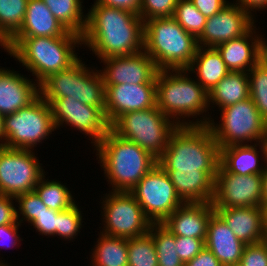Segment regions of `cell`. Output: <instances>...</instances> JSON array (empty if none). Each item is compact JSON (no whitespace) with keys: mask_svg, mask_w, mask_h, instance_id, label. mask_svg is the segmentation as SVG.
<instances>
[{"mask_svg":"<svg viewBox=\"0 0 267 266\" xmlns=\"http://www.w3.org/2000/svg\"><path fill=\"white\" fill-rule=\"evenodd\" d=\"M89 7L81 49L88 48L98 61L144 50V21L138 14L103 4Z\"/></svg>","mask_w":267,"mask_h":266,"instance_id":"cell-1","label":"cell"},{"mask_svg":"<svg viewBox=\"0 0 267 266\" xmlns=\"http://www.w3.org/2000/svg\"><path fill=\"white\" fill-rule=\"evenodd\" d=\"M191 76L187 69L158 71L156 106L179 126L208 125L215 116L209 112V94Z\"/></svg>","mask_w":267,"mask_h":266,"instance_id":"cell-2","label":"cell"},{"mask_svg":"<svg viewBox=\"0 0 267 266\" xmlns=\"http://www.w3.org/2000/svg\"><path fill=\"white\" fill-rule=\"evenodd\" d=\"M79 47H83L82 36L71 31L59 37H11L8 55L40 84L49 75L73 65L81 57Z\"/></svg>","mask_w":267,"mask_h":266,"instance_id":"cell-3","label":"cell"},{"mask_svg":"<svg viewBox=\"0 0 267 266\" xmlns=\"http://www.w3.org/2000/svg\"><path fill=\"white\" fill-rule=\"evenodd\" d=\"M94 151L109 191L130 192L157 164V159L148 151L120 137L111 128Z\"/></svg>","mask_w":267,"mask_h":266,"instance_id":"cell-4","label":"cell"},{"mask_svg":"<svg viewBox=\"0 0 267 266\" xmlns=\"http://www.w3.org/2000/svg\"><path fill=\"white\" fill-rule=\"evenodd\" d=\"M157 163L165 171H205L214 180L220 148L208 125L179 126Z\"/></svg>","mask_w":267,"mask_h":266,"instance_id":"cell-5","label":"cell"},{"mask_svg":"<svg viewBox=\"0 0 267 266\" xmlns=\"http://www.w3.org/2000/svg\"><path fill=\"white\" fill-rule=\"evenodd\" d=\"M197 38L173 17L144 22V51L160 70L188 69L198 49Z\"/></svg>","mask_w":267,"mask_h":266,"instance_id":"cell-6","label":"cell"},{"mask_svg":"<svg viewBox=\"0 0 267 266\" xmlns=\"http://www.w3.org/2000/svg\"><path fill=\"white\" fill-rule=\"evenodd\" d=\"M79 58L73 65L49 75L39 84L40 96L49 103L52 99L68 97L86 105L105 107V86L97 69Z\"/></svg>","mask_w":267,"mask_h":266,"instance_id":"cell-7","label":"cell"},{"mask_svg":"<svg viewBox=\"0 0 267 266\" xmlns=\"http://www.w3.org/2000/svg\"><path fill=\"white\" fill-rule=\"evenodd\" d=\"M179 125L157 106L121 115L110 128L120 137L135 142L158 159Z\"/></svg>","mask_w":267,"mask_h":266,"instance_id":"cell-8","label":"cell"},{"mask_svg":"<svg viewBox=\"0 0 267 266\" xmlns=\"http://www.w3.org/2000/svg\"><path fill=\"white\" fill-rule=\"evenodd\" d=\"M219 111L220 120L211 118L208 124L219 148L262 142L267 124L251 98Z\"/></svg>","mask_w":267,"mask_h":266,"instance_id":"cell-9","label":"cell"},{"mask_svg":"<svg viewBox=\"0 0 267 266\" xmlns=\"http://www.w3.org/2000/svg\"><path fill=\"white\" fill-rule=\"evenodd\" d=\"M56 131L50 104L39 96L29 106L4 117V144L13 149L34 150ZM53 132V133H52Z\"/></svg>","mask_w":267,"mask_h":266,"instance_id":"cell-10","label":"cell"},{"mask_svg":"<svg viewBox=\"0 0 267 266\" xmlns=\"http://www.w3.org/2000/svg\"><path fill=\"white\" fill-rule=\"evenodd\" d=\"M109 192V193H108ZM101 197L100 232L106 235L132 239L148 233L152 224L142 207L130 192L108 191ZM102 228V229H101Z\"/></svg>","mask_w":267,"mask_h":266,"instance_id":"cell-11","label":"cell"},{"mask_svg":"<svg viewBox=\"0 0 267 266\" xmlns=\"http://www.w3.org/2000/svg\"><path fill=\"white\" fill-rule=\"evenodd\" d=\"M152 224H162L184 202L168 173L157 163L130 191Z\"/></svg>","mask_w":267,"mask_h":266,"instance_id":"cell-12","label":"cell"},{"mask_svg":"<svg viewBox=\"0 0 267 266\" xmlns=\"http://www.w3.org/2000/svg\"><path fill=\"white\" fill-rule=\"evenodd\" d=\"M34 150L0 145V193L16 197L34 191L44 170Z\"/></svg>","mask_w":267,"mask_h":266,"instance_id":"cell-13","label":"cell"},{"mask_svg":"<svg viewBox=\"0 0 267 266\" xmlns=\"http://www.w3.org/2000/svg\"><path fill=\"white\" fill-rule=\"evenodd\" d=\"M49 104L56 130L70 126L72 133L74 129L86 135L85 137L88 136L87 139L91 141L89 143L92 148L110 129L105 116V107L86 105L77 99H68V97L52 99Z\"/></svg>","mask_w":267,"mask_h":266,"instance_id":"cell-14","label":"cell"},{"mask_svg":"<svg viewBox=\"0 0 267 266\" xmlns=\"http://www.w3.org/2000/svg\"><path fill=\"white\" fill-rule=\"evenodd\" d=\"M262 188V174L229 173L219 165L211 203L214 208L262 207Z\"/></svg>","mask_w":267,"mask_h":266,"instance_id":"cell-15","label":"cell"},{"mask_svg":"<svg viewBox=\"0 0 267 266\" xmlns=\"http://www.w3.org/2000/svg\"><path fill=\"white\" fill-rule=\"evenodd\" d=\"M99 62L104 65L98 68L104 85L156 84L159 70L144 50L132 55L104 58Z\"/></svg>","mask_w":267,"mask_h":266,"instance_id":"cell-16","label":"cell"},{"mask_svg":"<svg viewBox=\"0 0 267 266\" xmlns=\"http://www.w3.org/2000/svg\"><path fill=\"white\" fill-rule=\"evenodd\" d=\"M255 21L247 11L230 1L218 13L207 18L204 30L197 38L198 46L216 47L242 37L254 26Z\"/></svg>","mask_w":267,"mask_h":266,"instance_id":"cell-17","label":"cell"},{"mask_svg":"<svg viewBox=\"0 0 267 266\" xmlns=\"http://www.w3.org/2000/svg\"><path fill=\"white\" fill-rule=\"evenodd\" d=\"M105 86V116L110 126L123 114L156 106V84Z\"/></svg>","mask_w":267,"mask_h":266,"instance_id":"cell-18","label":"cell"},{"mask_svg":"<svg viewBox=\"0 0 267 266\" xmlns=\"http://www.w3.org/2000/svg\"><path fill=\"white\" fill-rule=\"evenodd\" d=\"M0 66V114L8 115L29 106L39 96V84L13 68Z\"/></svg>","mask_w":267,"mask_h":266,"instance_id":"cell-19","label":"cell"},{"mask_svg":"<svg viewBox=\"0 0 267 266\" xmlns=\"http://www.w3.org/2000/svg\"><path fill=\"white\" fill-rule=\"evenodd\" d=\"M213 213L214 207L211 202L183 203L162 225L175 236L199 238L205 241Z\"/></svg>","mask_w":267,"mask_h":266,"instance_id":"cell-20","label":"cell"},{"mask_svg":"<svg viewBox=\"0 0 267 266\" xmlns=\"http://www.w3.org/2000/svg\"><path fill=\"white\" fill-rule=\"evenodd\" d=\"M234 235L246 245L265 240L263 209L260 206L214 208Z\"/></svg>","mask_w":267,"mask_h":266,"instance_id":"cell-21","label":"cell"},{"mask_svg":"<svg viewBox=\"0 0 267 266\" xmlns=\"http://www.w3.org/2000/svg\"><path fill=\"white\" fill-rule=\"evenodd\" d=\"M205 246L222 266L240 263L245 243L240 241L225 222L214 212L210 217Z\"/></svg>","mask_w":267,"mask_h":266,"instance_id":"cell-22","label":"cell"},{"mask_svg":"<svg viewBox=\"0 0 267 266\" xmlns=\"http://www.w3.org/2000/svg\"><path fill=\"white\" fill-rule=\"evenodd\" d=\"M242 37L221 43L215 48L230 72H249L258 63L257 25Z\"/></svg>","mask_w":267,"mask_h":266,"instance_id":"cell-23","label":"cell"},{"mask_svg":"<svg viewBox=\"0 0 267 266\" xmlns=\"http://www.w3.org/2000/svg\"><path fill=\"white\" fill-rule=\"evenodd\" d=\"M219 165L229 173L262 174L266 167L263 144L259 142L222 147Z\"/></svg>","mask_w":267,"mask_h":266,"instance_id":"cell-24","label":"cell"},{"mask_svg":"<svg viewBox=\"0 0 267 266\" xmlns=\"http://www.w3.org/2000/svg\"><path fill=\"white\" fill-rule=\"evenodd\" d=\"M67 32L42 0H28L23 24L12 37H59Z\"/></svg>","mask_w":267,"mask_h":266,"instance_id":"cell-25","label":"cell"},{"mask_svg":"<svg viewBox=\"0 0 267 266\" xmlns=\"http://www.w3.org/2000/svg\"><path fill=\"white\" fill-rule=\"evenodd\" d=\"M184 203L211 202L214 180L205 171H166Z\"/></svg>","mask_w":267,"mask_h":266,"instance_id":"cell-26","label":"cell"},{"mask_svg":"<svg viewBox=\"0 0 267 266\" xmlns=\"http://www.w3.org/2000/svg\"><path fill=\"white\" fill-rule=\"evenodd\" d=\"M187 70L208 93L230 72L215 47L201 46Z\"/></svg>","mask_w":267,"mask_h":266,"instance_id":"cell-27","label":"cell"},{"mask_svg":"<svg viewBox=\"0 0 267 266\" xmlns=\"http://www.w3.org/2000/svg\"><path fill=\"white\" fill-rule=\"evenodd\" d=\"M211 111L218 110L250 98L247 72H229L209 93Z\"/></svg>","mask_w":267,"mask_h":266,"instance_id":"cell-28","label":"cell"},{"mask_svg":"<svg viewBox=\"0 0 267 266\" xmlns=\"http://www.w3.org/2000/svg\"><path fill=\"white\" fill-rule=\"evenodd\" d=\"M89 266H128V239L98 232Z\"/></svg>","mask_w":267,"mask_h":266,"instance_id":"cell-29","label":"cell"},{"mask_svg":"<svg viewBox=\"0 0 267 266\" xmlns=\"http://www.w3.org/2000/svg\"><path fill=\"white\" fill-rule=\"evenodd\" d=\"M54 17L68 30L83 35L87 24L84 0H42Z\"/></svg>","mask_w":267,"mask_h":266,"instance_id":"cell-30","label":"cell"},{"mask_svg":"<svg viewBox=\"0 0 267 266\" xmlns=\"http://www.w3.org/2000/svg\"><path fill=\"white\" fill-rule=\"evenodd\" d=\"M45 173L37 183L34 191L41 198L46 207L56 211H63L74 206L77 201L72 195L73 191L64 183L55 179H49Z\"/></svg>","mask_w":267,"mask_h":266,"instance_id":"cell-31","label":"cell"},{"mask_svg":"<svg viewBox=\"0 0 267 266\" xmlns=\"http://www.w3.org/2000/svg\"><path fill=\"white\" fill-rule=\"evenodd\" d=\"M148 233L152 236L158 266H184L176 249V236L162 224H151Z\"/></svg>","mask_w":267,"mask_h":266,"instance_id":"cell-32","label":"cell"},{"mask_svg":"<svg viewBox=\"0 0 267 266\" xmlns=\"http://www.w3.org/2000/svg\"><path fill=\"white\" fill-rule=\"evenodd\" d=\"M28 0H0V34L8 41L22 26Z\"/></svg>","mask_w":267,"mask_h":266,"instance_id":"cell-33","label":"cell"},{"mask_svg":"<svg viewBox=\"0 0 267 266\" xmlns=\"http://www.w3.org/2000/svg\"><path fill=\"white\" fill-rule=\"evenodd\" d=\"M128 266H158V259L152 236L128 239Z\"/></svg>","mask_w":267,"mask_h":266,"instance_id":"cell-34","label":"cell"},{"mask_svg":"<svg viewBox=\"0 0 267 266\" xmlns=\"http://www.w3.org/2000/svg\"><path fill=\"white\" fill-rule=\"evenodd\" d=\"M77 202L74 206L67 210L58 211V223H57V237L63 241L71 243L77 239L81 234L80 230L84 228L85 224H82L85 218H83L82 207ZM81 207V209H80ZM79 234V235H78Z\"/></svg>","mask_w":267,"mask_h":266,"instance_id":"cell-35","label":"cell"},{"mask_svg":"<svg viewBox=\"0 0 267 266\" xmlns=\"http://www.w3.org/2000/svg\"><path fill=\"white\" fill-rule=\"evenodd\" d=\"M173 18L182 28L198 38L204 30L207 18L202 15L190 0H178Z\"/></svg>","mask_w":267,"mask_h":266,"instance_id":"cell-36","label":"cell"},{"mask_svg":"<svg viewBox=\"0 0 267 266\" xmlns=\"http://www.w3.org/2000/svg\"><path fill=\"white\" fill-rule=\"evenodd\" d=\"M248 80L250 98L267 124V68L257 63L248 72Z\"/></svg>","mask_w":267,"mask_h":266,"instance_id":"cell-37","label":"cell"},{"mask_svg":"<svg viewBox=\"0 0 267 266\" xmlns=\"http://www.w3.org/2000/svg\"><path fill=\"white\" fill-rule=\"evenodd\" d=\"M17 221L22 223L33 222L38 216L49 208L44 205L35 191L20 194L15 197ZM18 207V208H17Z\"/></svg>","mask_w":267,"mask_h":266,"instance_id":"cell-38","label":"cell"},{"mask_svg":"<svg viewBox=\"0 0 267 266\" xmlns=\"http://www.w3.org/2000/svg\"><path fill=\"white\" fill-rule=\"evenodd\" d=\"M178 0H141L139 16L145 22L153 18L173 17Z\"/></svg>","mask_w":267,"mask_h":266,"instance_id":"cell-39","label":"cell"},{"mask_svg":"<svg viewBox=\"0 0 267 266\" xmlns=\"http://www.w3.org/2000/svg\"><path fill=\"white\" fill-rule=\"evenodd\" d=\"M57 223H58V211L48 209L44 210L38 218H36L29 225L38 233V235L50 236L55 239L57 237ZM54 236V237H53Z\"/></svg>","mask_w":267,"mask_h":266,"instance_id":"cell-40","label":"cell"},{"mask_svg":"<svg viewBox=\"0 0 267 266\" xmlns=\"http://www.w3.org/2000/svg\"><path fill=\"white\" fill-rule=\"evenodd\" d=\"M21 226L22 225L18 221L13 224H5L0 226V251L2 250V248H5L6 250L12 248L15 249V247L17 248V246L22 245V243L20 242L24 241V238H21L18 232ZM0 259V263L3 266H11V262L7 263L5 259L2 260L3 256Z\"/></svg>","mask_w":267,"mask_h":266,"instance_id":"cell-41","label":"cell"},{"mask_svg":"<svg viewBox=\"0 0 267 266\" xmlns=\"http://www.w3.org/2000/svg\"><path fill=\"white\" fill-rule=\"evenodd\" d=\"M176 249L180 260L185 265L205 247V241L199 238L176 236Z\"/></svg>","mask_w":267,"mask_h":266,"instance_id":"cell-42","label":"cell"},{"mask_svg":"<svg viewBox=\"0 0 267 266\" xmlns=\"http://www.w3.org/2000/svg\"><path fill=\"white\" fill-rule=\"evenodd\" d=\"M240 263L242 266H267V242L246 245Z\"/></svg>","mask_w":267,"mask_h":266,"instance_id":"cell-43","label":"cell"},{"mask_svg":"<svg viewBox=\"0 0 267 266\" xmlns=\"http://www.w3.org/2000/svg\"><path fill=\"white\" fill-rule=\"evenodd\" d=\"M17 221L15 197L0 194V226Z\"/></svg>","mask_w":267,"mask_h":266,"instance_id":"cell-44","label":"cell"},{"mask_svg":"<svg viewBox=\"0 0 267 266\" xmlns=\"http://www.w3.org/2000/svg\"><path fill=\"white\" fill-rule=\"evenodd\" d=\"M198 11L206 18L222 10L230 2L228 0H190Z\"/></svg>","mask_w":267,"mask_h":266,"instance_id":"cell-45","label":"cell"},{"mask_svg":"<svg viewBox=\"0 0 267 266\" xmlns=\"http://www.w3.org/2000/svg\"><path fill=\"white\" fill-rule=\"evenodd\" d=\"M93 4H103L139 15L141 0H94Z\"/></svg>","mask_w":267,"mask_h":266,"instance_id":"cell-46","label":"cell"},{"mask_svg":"<svg viewBox=\"0 0 267 266\" xmlns=\"http://www.w3.org/2000/svg\"><path fill=\"white\" fill-rule=\"evenodd\" d=\"M184 266H222L215 255L205 246L192 260Z\"/></svg>","mask_w":267,"mask_h":266,"instance_id":"cell-47","label":"cell"},{"mask_svg":"<svg viewBox=\"0 0 267 266\" xmlns=\"http://www.w3.org/2000/svg\"><path fill=\"white\" fill-rule=\"evenodd\" d=\"M243 10L247 11L255 20L256 12L267 10V0H233ZM255 12V13H254Z\"/></svg>","mask_w":267,"mask_h":266,"instance_id":"cell-48","label":"cell"},{"mask_svg":"<svg viewBox=\"0 0 267 266\" xmlns=\"http://www.w3.org/2000/svg\"><path fill=\"white\" fill-rule=\"evenodd\" d=\"M260 27L257 28L258 36V63L267 68V38L264 37L265 34L260 35Z\"/></svg>","mask_w":267,"mask_h":266,"instance_id":"cell-49","label":"cell"},{"mask_svg":"<svg viewBox=\"0 0 267 266\" xmlns=\"http://www.w3.org/2000/svg\"><path fill=\"white\" fill-rule=\"evenodd\" d=\"M262 184V203H267V167H265V170L262 173Z\"/></svg>","mask_w":267,"mask_h":266,"instance_id":"cell-50","label":"cell"},{"mask_svg":"<svg viewBox=\"0 0 267 266\" xmlns=\"http://www.w3.org/2000/svg\"><path fill=\"white\" fill-rule=\"evenodd\" d=\"M4 117L0 114V145L4 144Z\"/></svg>","mask_w":267,"mask_h":266,"instance_id":"cell-51","label":"cell"},{"mask_svg":"<svg viewBox=\"0 0 267 266\" xmlns=\"http://www.w3.org/2000/svg\"><path fill=\"white\" fill-rule=\"evenodd\" d=\"M0 48L4 49V51L8 55V41L1 34H0Z\"/></svg>","mask_w":267,"mask_h":266,"instance_id":"cell-52","label":"cell"},{"mask_svg":"<svg viewBox=\"0 0 267 266\" xmlns=\"http://www.w3.org/2000/svg\"><path fill=\"white\" fill-rule=\"evenodd\" d=\"M265 229L267 230V203H262Z\"/></svg>","mask_w":267,"mask_h":266,"instance_id":"cell-53","label":"cell"},{"mask_svg":"<svg viewBox=\"0 0 267 266\" xmlns=\"http://www.w3.org/2000/svg\"><path fill=\"white\" fill-rule=\"evenodd\" d=\"M263 144V147H264V151H265V164H266V167H267V133L265 135V137L263 138L262 142Z\"/></svg>","mask_w":267,"mask_h":266,"instance_id":"cell-54","label":"cell"},{"mask_svg":"<svg viewBox=\"0 0 267 266\" xmlns=\"http://www.w3.org/2000/svg\"><path fill=\"white\" fill-rule=\"evenodd\" d=\"M225 266H242L241 263H237V264H230V265H225Z\"/></svg>","mask_w":267,"mask_h":266,"instance_id":"cell-55","label":"cell"},{"mask_svg":"<svg viewBox=\"0 0 267 266\" xmlns=\"http://www.w3.org/2000/svg\"><path fill=\"white\" fill-rule=\"evenodd\" d=\"M265 241L267 242V230H266V236H265Z\"/></svg>","mask_w":267,"mask_h":266,"instance_id":"cell-56","label":"cell"}]
</instances>
